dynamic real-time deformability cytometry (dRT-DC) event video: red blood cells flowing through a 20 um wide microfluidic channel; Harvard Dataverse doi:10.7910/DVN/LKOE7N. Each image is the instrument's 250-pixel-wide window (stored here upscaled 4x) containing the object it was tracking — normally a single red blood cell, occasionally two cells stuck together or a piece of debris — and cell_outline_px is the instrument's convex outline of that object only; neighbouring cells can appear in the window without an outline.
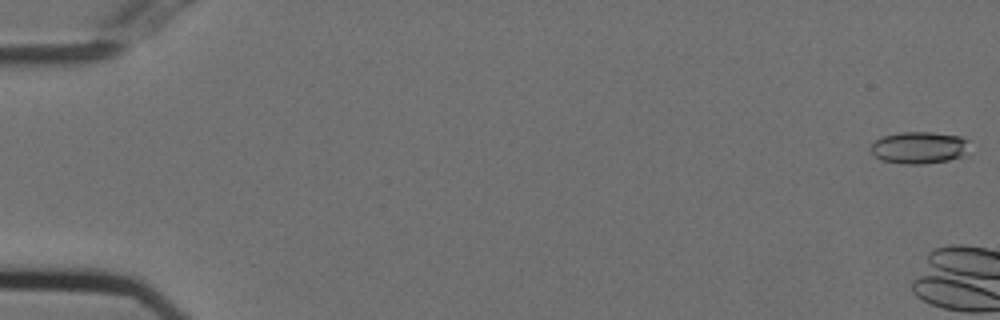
{"species": "Egyptian fruit bat (a non-hibernating species)", "species_latin": "Rousettus aegyptiacus", "temperature_condition": "cold", "stored_images_in_passage": 4, "camera_frame_rate_fps": 3000, "um_per_image_px": 0.085, "animal": {"sex": "female"}, "frame": {"image": 1, "passage_image": 1, "time_ms": 0.0, "image_size_px": [1000, 320], "cell_outline_px": [[972, 152], [968, 156], [948, 160], [924, 164], [904, 164], [880, 160], [868, 148], [876, 140], [884, 136], [900, 132], [932, 132], [960, 136], [968, 140]], "centroid_in_image_um": [78.21, 12.56], "position_along_channel_um": 6.8, "area_um2": 18.9}}